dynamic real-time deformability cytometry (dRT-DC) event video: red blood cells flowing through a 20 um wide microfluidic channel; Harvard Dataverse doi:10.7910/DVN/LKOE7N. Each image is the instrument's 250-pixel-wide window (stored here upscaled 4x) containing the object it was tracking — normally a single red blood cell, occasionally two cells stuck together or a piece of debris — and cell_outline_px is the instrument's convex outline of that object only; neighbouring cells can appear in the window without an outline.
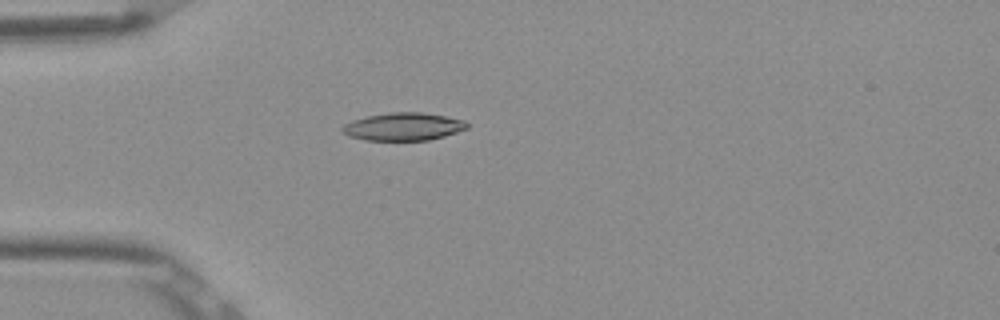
{"species": "Egyptian fruit bat (a non-hibernating species)", "species_latin": "Rousettus aegyptiacus", "temperature_condition": "room temperature", "stored_images_in_passage": 5, "camera_frame_rate_fps": 3000, "um_per_image_px": 0.085, "frame": {"image": 1, "passage_image": 4, "time_ms": 1.0, "image_size_px": [1000, 320], "cell_outline_px": [[468, 128], [444, 136], [428, 140], [364, 140], [348, 136], [340, 128], [344, 124], [352, 120], [368, 116], [392, 112], [424, 112], [464, 120], [468, 124]], "centroid_in_image_um": [34.27, 10.76], "position_along_channel_um": 50.7, "area_um2": 20.11}}